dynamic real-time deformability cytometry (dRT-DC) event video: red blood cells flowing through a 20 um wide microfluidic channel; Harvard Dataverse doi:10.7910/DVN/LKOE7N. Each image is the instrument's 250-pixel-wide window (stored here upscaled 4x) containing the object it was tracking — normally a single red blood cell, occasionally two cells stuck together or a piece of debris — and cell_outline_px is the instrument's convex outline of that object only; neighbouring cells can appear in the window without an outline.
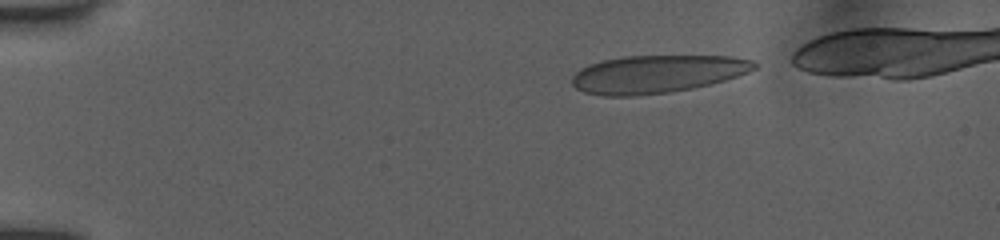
{"species": "human", "species_latin": "Homo sapiens", "temperature_condition": "room temperature", "stored_images_in_passage": 8, "camera_frame_rate_fps": 3000, "um_per_image_px": 0.085, "donor": {"sex": "female"}, "frame": {"image": 1, "passage_image": 1, "time_ms": 0.0, "image_size_px": [1000, 240], "cell_outline_px": [[760, 64], [756, 68], [748, 72], [724, 80], [692, 88], [668, 92], [632, 96], [604, 96], [584, 92], [576, 88], [572, 84], [572, 76], [580, 68], [588, 64], [604, 60], [624, 56], [732, 56], [752, 60]], "centroid_in_image_um": [55.83, 6.29], "position_along_channel_um": 29.2, "area_um2": 40.11}}
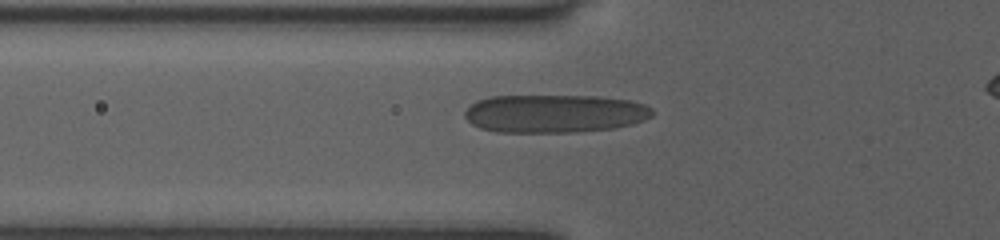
{"frame": {"image": 2, "passage_image": 7, "time_ms": 3.333, "image_size_px": [1000, 240], "cell_outline_px": [[656, 112], [652, 116], [644, 120], [632, 124], [616, 128], [576, 132], [496, 132], [480, 128], [472, 124], [464, 116], [464, 112], [476, 100], [492, 96], [600, 96], [628, 100], [644, 104], [652, 108]], "centroid_in_image_um": [47.16, 9.65], "position_along_channel_um": 78.6, "area_um2": 42.02}}